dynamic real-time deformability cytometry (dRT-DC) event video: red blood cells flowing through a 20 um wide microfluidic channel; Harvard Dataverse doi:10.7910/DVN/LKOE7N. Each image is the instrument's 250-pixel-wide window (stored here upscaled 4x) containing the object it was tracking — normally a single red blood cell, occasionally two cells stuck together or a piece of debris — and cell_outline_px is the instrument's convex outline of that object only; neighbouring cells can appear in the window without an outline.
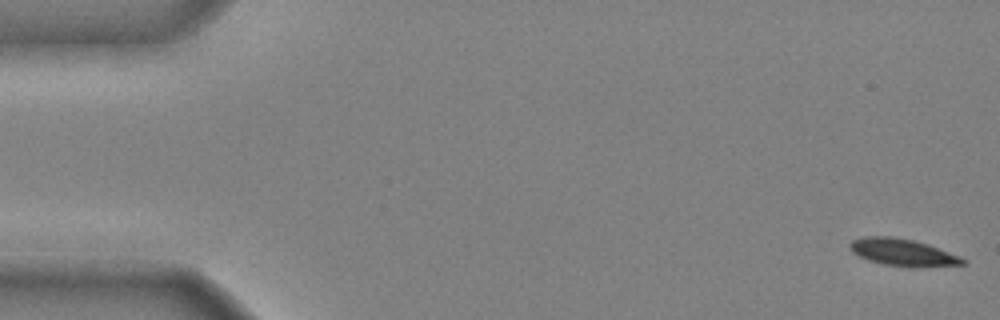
{"species": "common noctule bat (a hibernating species)", "species_latin": "Nyctalus noctula", "temperature_condition": "cold", "stored_images_in_passage": 48, "camera_frame_rate_fps": 3000, "um_per_image_px": 0.085, "animal": {"sex": "male", "body_mass_g": 20.4}, "frame": {"image": 1, "passage_image": 1, "time_ms": 0.0, "image_size_px": [1000, 320], "cell_outline_px": [[968, 260], [964, 264], [912, 268], [908, 268], [884, 264], [868, 260], [852, 252], [848, 244], [852, 240], [864, 236], [892, 236], [912, 240], [928, 244], [960, 256]], "centroid_in_image_um": [76.74, 21.46], "position_along_channel_um": 8.3, "area_um2": 17.98}}
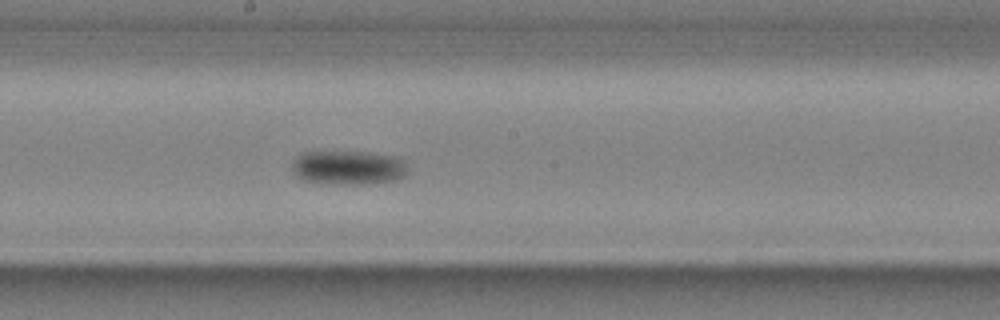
{"frame": {"image": 2, "passage_image": 27, "time_ms": 8.667, "image_size_px": [1000, 320], "cell_outline_px": [[408, 176], [396, 180], [364, 184], [332, 184], [304, 180], [296, 176], [292, 168], [292, 160], [296, 156], [304, 152], [368, 152], [400, 156], [404, 160], [408, 168]], "centroid_in_image_um": [29.67, 14.24], "position_along_channel_um": 218.5, "area_um2": 23.47}}
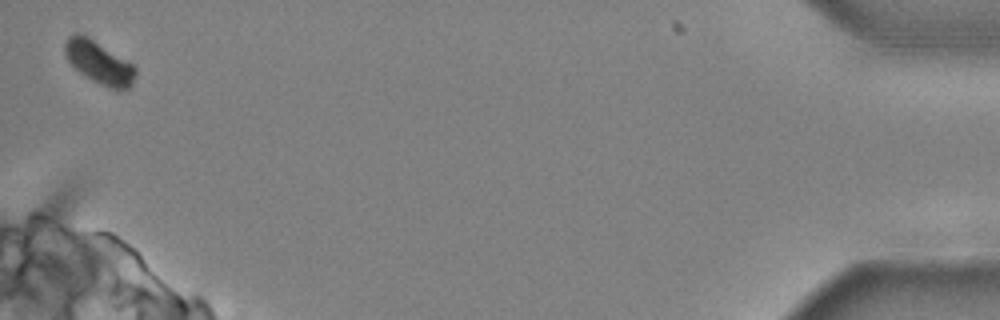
{"frame": {"image": 3, "passage_image": 48, "time_ms": 15.667, "image_size_px": [1000, 320], "cell_outline_px": [[136, 76], [132, 84], [128, 88], [108, 88], [92, 80], [80, 72], [68, 60], [64, 52], [64, 44], [68, 36], [76, 32], [88, 36], [132, 64], [136, 68]], "centroid_in_image_um": [8.4, 5.29], "position_along_channel_um": 426.8, "area_um2": 17.28}, "authors_computed_cell_mechanics": {"area_um2": 19.8254, "velocity_mm_per_s": 3.9519, "shape_relaxation_time_tau1_ms": 5.5081, "shape_relaxation_time_tau2_ms": null, "deformation_change_tau1": 0.2054, "deformation_change_tau2": null}}